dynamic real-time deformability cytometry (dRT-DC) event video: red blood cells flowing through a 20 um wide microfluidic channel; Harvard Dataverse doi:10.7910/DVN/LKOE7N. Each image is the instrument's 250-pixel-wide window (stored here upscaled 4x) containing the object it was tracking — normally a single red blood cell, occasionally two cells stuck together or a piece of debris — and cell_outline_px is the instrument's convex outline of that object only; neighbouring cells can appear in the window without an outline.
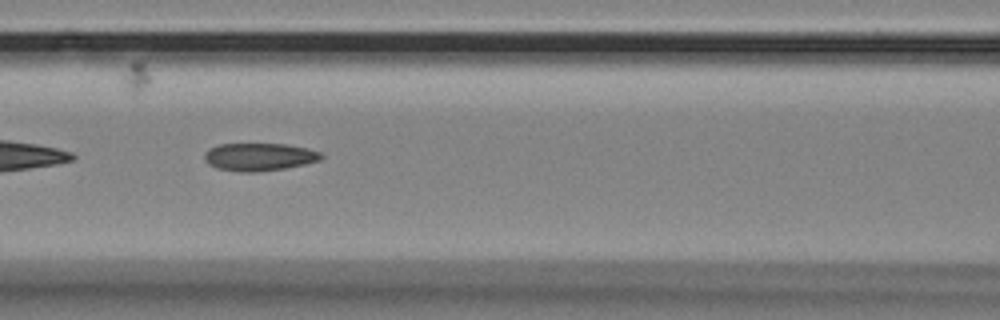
{"species": "Egyptian fruit bat (a non-hibernating species)", "species_latin": "Rousettus aegyptiacus", "temperature_condition": "room temperature", "stored_images_in_passage": 41, "camera_frame_rate_fps": 3000, "um_per_image_px": 0.085, "animal": {"sex": "female"}, "frame": {"image": 1, "passage_image": 8, "time_ms": 2.333, "image_size_px": [1000, 320], "cell_outline_px": [[324, 156], [320, 160], [304, 164], [284, 168], [256, 172], [240, 172], [216, 168], [208, 164], [204, 160], [204, 152], [208, 148], [216, 144], [284, 144], [304, 148], [320, 152]], "centroid_in_image_um": [21.96, 13.33], "position_along_channel_um": 144.6, "area_um2": 18.9}}
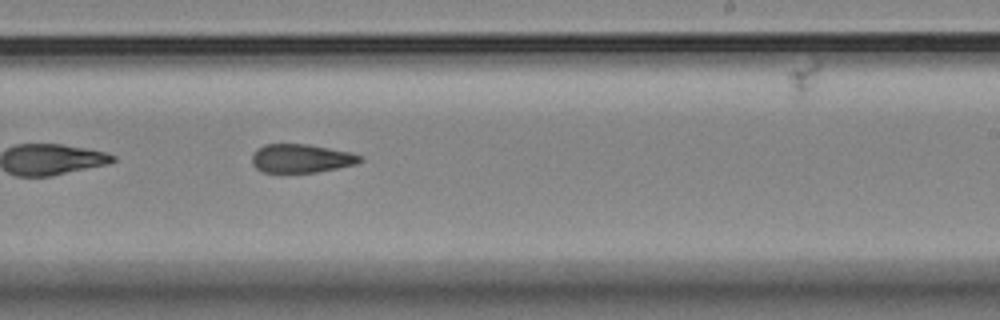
{"frame": {"image": 2, "passage_image": 18, "time_ms": 5.667, "image_size_px": [1000, 320], "cell_outline_px": [[364, 160], [356, 164], [316, 172], [264, 172], [256, 168], [252, 164], [252, 152], [256, 148], [264, 144], [308, 144], [348, 152], [360, 156]], "centroid_in_image_um": [25.55, 13.46], "position_along_channel_um": 263.5, "area_um2": 17.92}}
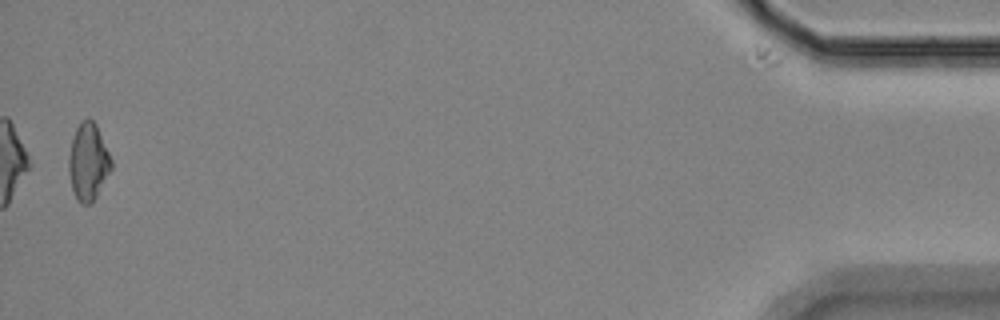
{"frame": {"image": 3, "passage_image": 39, "time_ms": 12.667, "image_size_px": [1000, 320], "cell_outline_px": [[112, 168], [92, 204], [80, 204], [76, 200], [72, 188], [68, 168], [68, 156], [72, 140], [76, 128], [80, 120], [88, 116], [96, 124], [112, 160]], "centroid_in_image_um": [7.49, 13.75], "position_along_channel_um": 427.7, "area_um2": 19.25}}